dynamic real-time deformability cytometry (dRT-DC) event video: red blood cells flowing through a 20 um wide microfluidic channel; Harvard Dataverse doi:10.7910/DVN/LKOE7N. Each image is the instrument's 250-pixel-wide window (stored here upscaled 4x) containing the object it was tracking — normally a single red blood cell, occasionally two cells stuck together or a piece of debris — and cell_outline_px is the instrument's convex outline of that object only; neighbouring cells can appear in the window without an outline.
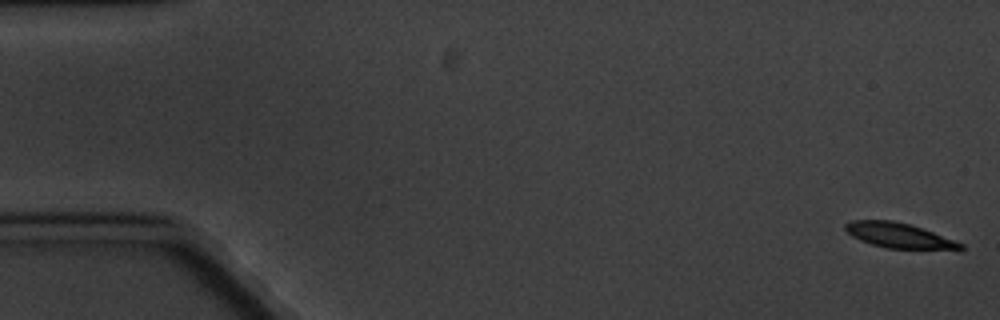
{"species": "common noctule bat (a hibernating species)", "species_latin": "Nyctalus noctula", "temperature_condition": "cold", "stored_images_in_passage": 7, "camera_frame_rate_fps": 3000, "um_per_image_px": 0.085, "animal": {"sex": "male", "body_mass_g": 20.1, "forearm_length_mm": 53.5}, "frame": {"image": 1, "passage_image": 1, "time_ms": 0.0, "image_size_px": [1000, 320], "cell_outline_px": [[964, 248], [960, 252], [888, 248], [872, 244], [860, 240], [852, 236], [844, 228], [844, 224], [852, 220], [892, 220], [908, 224], [932, 232], [964, 244]], "centroid_in_image_um": [76.52, 20.06], "position_along_channel_um": 8.5, "area_um2": 17.22}}
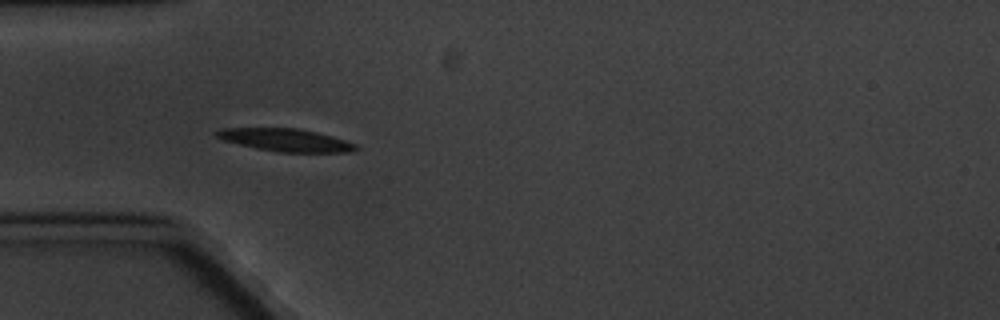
{"frame": {"image": 2, "passage_image": 5, "time_ms": 5.667, "image_size_px": [1000, 320], "cell_outline_px": [[360, 148], [352, 152], [276, 152], [256, 148], [224, 140], [216, 136], [212, 132], [220, 128], [296, 128], [316, 132], [332, 136], [356, 144]], "centroid_in_image_um": [24.28, 11.9], "position_along_channel_um": 60.7, "area_um2": 18.38}}